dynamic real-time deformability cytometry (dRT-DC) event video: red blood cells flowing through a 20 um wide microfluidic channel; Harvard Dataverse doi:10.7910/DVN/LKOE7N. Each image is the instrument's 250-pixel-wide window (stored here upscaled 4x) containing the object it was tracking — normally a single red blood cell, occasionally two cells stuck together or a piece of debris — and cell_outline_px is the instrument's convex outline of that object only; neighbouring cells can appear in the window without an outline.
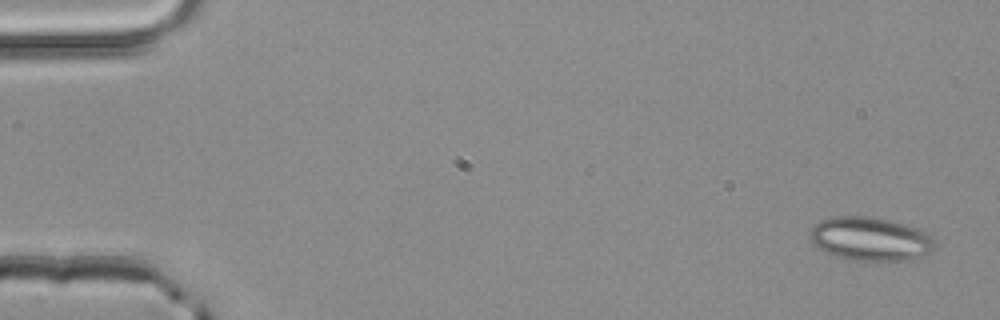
{"species": "common noctule bat (a hibernating species)", "species_latin": "Nyctalus noctula", "temperature_condition": "room temperature", "stored_images_in_passage": 4, "camera_frame_rate_fps": 3000, "um_per_image_px": 0.085, "animal": {"sex": "male", "body_mass_g": 20.4}, "frame": {"image": 1, "passage_image": 1, "time_ms": 0.0, "image_size_px": [1000, 320], "cell_outline_px": [[936, 248], [932, 252], [916, 260], [852, 260], [836, 256], [824, 252], [812, 244], [808, 232], [820, 220], [836, 216], [864, 216], [888, 220], [904, 224], [928, 232], [936, 240]], "centroid_in_image_um": [74.02, 20.32], "position_along_channel_um": 11.0, "area_um2": 32.14}}
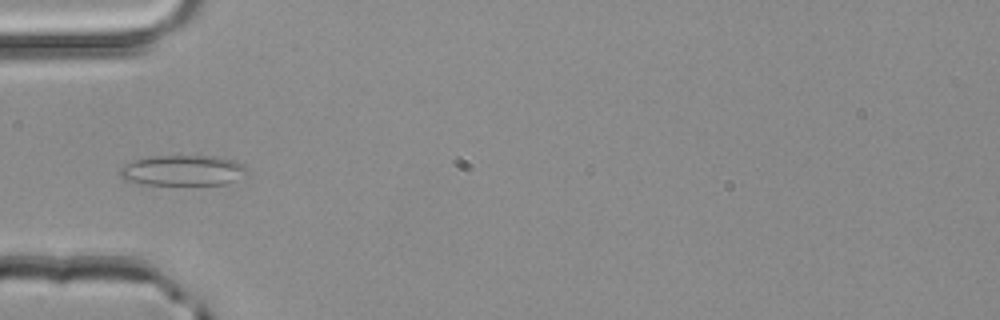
{"frame": {"image": 2, "passage_image": 4, "time_ms": 1.0, "image_size_px": [1000, 320], "cell_outline_px": [[248, 172], [224, 184], [144, 184], [124, 180], [120, 176], [120, 168], [124, 164], [148, 156], [220, 156], [236, 160], [244, 164]], "centroid_in_image_um": [15.53, 14.46], "position_along_channel_um": 69.5, "area_um2": 22.48}}